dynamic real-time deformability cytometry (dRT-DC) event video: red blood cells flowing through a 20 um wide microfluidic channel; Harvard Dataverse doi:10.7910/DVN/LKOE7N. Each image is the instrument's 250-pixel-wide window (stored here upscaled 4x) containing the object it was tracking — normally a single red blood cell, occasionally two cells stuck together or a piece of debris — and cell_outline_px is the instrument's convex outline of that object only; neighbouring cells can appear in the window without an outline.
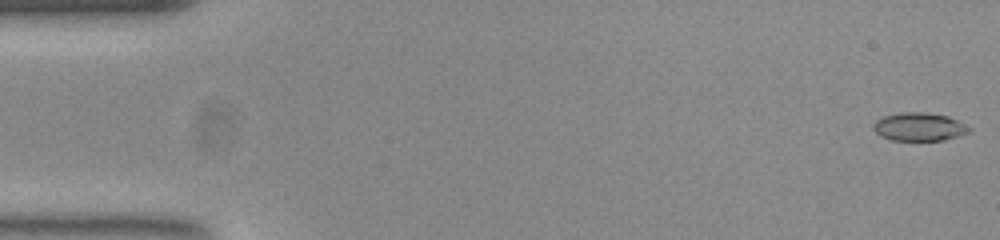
{"species": "common noctule bat (a hibernating species)", "species_latin": "Nyctalus noctula", "temperature_condition": "room temperature", "stored_images_in_passage": 52, "camera_frame_rate_fps": 3000, "um_per_image_px": 0.085, "animal": {"sex": "female", "body_mass_g": 23.0, "forearm_length_mm": 53.4}, "frame": {"image": 1, "passage_image": 1, "time_ms": 0.0, "image_size_px": [1000, 240], "cell_outline_px": [[972, 132], [960, 136], [944, 140], [892, 140], [880, 136], [872, 128], [872, 124], [876, 120], [884, 116], [900, 112], [924, 112], [948, 116], [972, 128]], "centroid_in_image_um": [78.14, 10.78], "position_along_channel_um": 6.9, "area_um2": 15.9}}
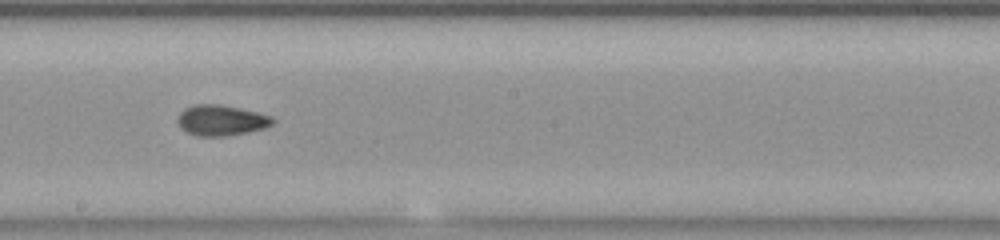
{"frame": {"image": 2, "passage_image": 29, "time_ms": 9.333, "image_size_px": [1000, 240], "cell_outline_px": [[276, 120], [272, 124], [264, 128], [248, 132], [224, 136], [196, 136], [180, 128], [176, 120], [180, 112], [184, 108], [192, 104], [220, 104], [240, 108], [272, 116]], "centroid_in_image_um": [18.77, 10.22], "position_along_channel_um": 229.4, "area_um2": 17.11}}
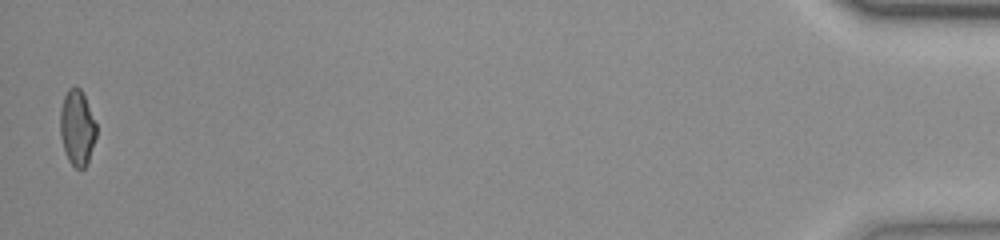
{"frame": {"image": 3, "passage_image": 52, "time_ms": 17.0, "image_size_px": [1000, 240], "cell_outline_px": [[96, 136], [88, 160], [84, 168], [76, 168], [68, 160], [60, 136], [60, 108], [64, 96], [68, 88], [80, 88], [84, 96], [96, 124]], "centroid_in_image_um": [6.54, 10.85], "position_along_channel_um": 428.7, "area_um2": 15.61}, "authors_computed_cell_mechanics": {"area_um2": 16.2418, "velocity_mm_per_s": 3.8937, "shape_relaxation_time_tau1_ms": 9.9868, "shape_relaxation_time_tau2_ms": 2.739, "deformation_change_tau1": 0.2566, "deformation_change_tau2": 0.0859}}